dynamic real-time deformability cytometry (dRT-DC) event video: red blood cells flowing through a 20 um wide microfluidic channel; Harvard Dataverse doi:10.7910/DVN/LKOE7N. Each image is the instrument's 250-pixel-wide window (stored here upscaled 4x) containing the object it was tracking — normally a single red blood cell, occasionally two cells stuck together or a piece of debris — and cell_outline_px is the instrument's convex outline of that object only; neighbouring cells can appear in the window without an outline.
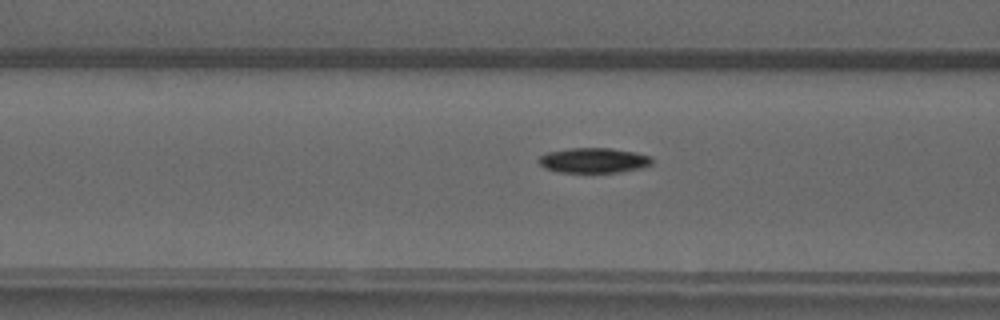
{"species": "common noctule bat (a hibernating species)", "species_latin": "Nyctalus noctula", "temperature_condition": "warm", "stored_images_in_passage": 40, "camera_frame_rate_fps": 3000, "um_per_image_px": 0.085, "animal": {"sex": "male", "forearm_length_mm": 52.5}, "frame": {"image": 1, "passage_image": 9, "time_ms": 2.667, "image_size_px": [1000, 320], "cell_outline_px": [[652, 164], [644, 168], [616, 172], [560, 172], [544, 168], [536, 160], [540, 156], [548, 152], [568, 148], [612, 148], [636, 152], [652, 156]], "centroid_in_image_um": [50.48, 13.62], "position_along_channel_um": 116.1, "area_um2": 16.7}}
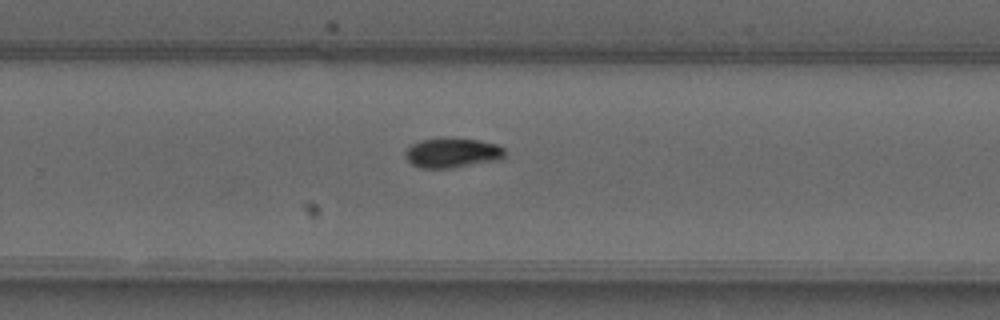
{"frame": {"image": 2, "passage_image": 22, "time_ms": 7.0, "image_size_px": [1000, 320], "cell_outline_px": [[504, 156], [500, 160], [452, 168], [420, 168], [412, 164], [408, 160], [404, 152], [412, 144], [420, 140], [448, 136], [452, 136], [480, 140], [496, 144], [504, 148]], "centroid_in_image_um": [38.45, 12.97], "position_along_channel_um": 291.3, "area_um2": 17.69}}
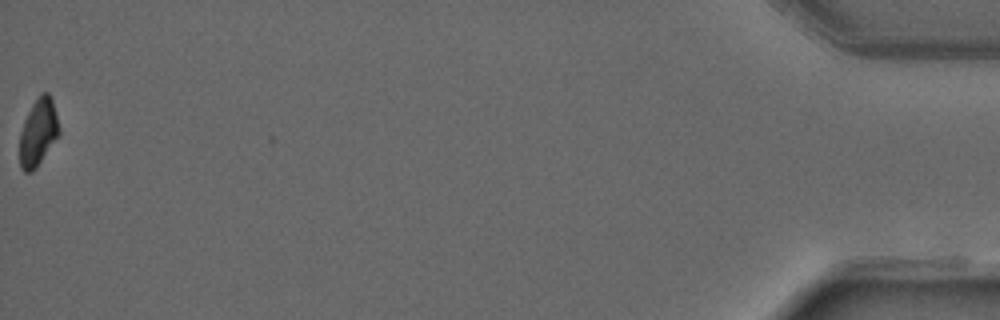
{"frame": {"image": 3, "passage_image": 40, "time_ms": 13.0, "image_size_px": [1000, 320], "cell_outline_px": [[60, 132], [36, 168], [32, 172], [24, 172], [20, 168], [20, 132], [24, 120], [32, 104], [40, 92], [48, 92], [52, 96], [56, 112]], "centroid_in_image_um": [3.24, 11.21], "position_along_channel_um": 432.0, "area_um2": 15.43}, "authors_computed_cell_mechanics": {"area_um2": 16.7909, "velocity_mm_per_s": 4.0541, "shape_relaxation_time_tau1_ms": 7.7032, "shape_relaxation_time_tau2_ms": null, "deformation_change_tau1": 0.1881, "deformation_change_tau2": null}}